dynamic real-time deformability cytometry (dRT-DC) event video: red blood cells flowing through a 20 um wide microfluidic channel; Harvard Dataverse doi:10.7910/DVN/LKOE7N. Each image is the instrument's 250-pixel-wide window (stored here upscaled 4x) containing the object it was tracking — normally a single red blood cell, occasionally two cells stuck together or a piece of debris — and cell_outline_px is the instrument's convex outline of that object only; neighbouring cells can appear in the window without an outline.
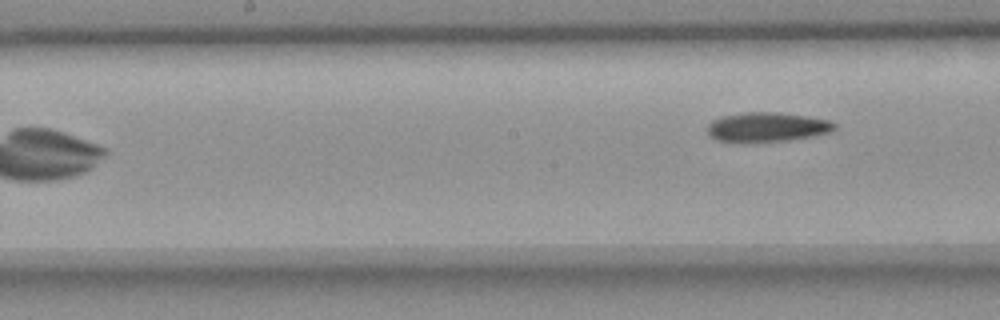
{"species": "common noctule bat (a hibernating species)", "species_latin": "Nyctalus noctula", "temperature_condition": "room temperature", "stored_images_in_passage": 9, "camera_frame_rate_fps": 3000, "um_per_image_px": 0.085, "animal": {"sex": "female", "body_mass_g": 18.4}, "frame": {"image": 1, "passage_image": 9, "time_ms": 2.667, "image_size_px": [1000, 320], "cell_outline_px": [[836, 128], [832, 132], [812, 136], [788, 140], [720, 140], [712, 136], [708, 132], [708, 124], [712, 120], [720, 116], [744, 112], [780, 112], [808, 116], [828, 120], [836, 124]], "centroid_in_image_um": [65.26, 10.75], "position_along_channel_um": 182.9, "area_um2": 21.27}}